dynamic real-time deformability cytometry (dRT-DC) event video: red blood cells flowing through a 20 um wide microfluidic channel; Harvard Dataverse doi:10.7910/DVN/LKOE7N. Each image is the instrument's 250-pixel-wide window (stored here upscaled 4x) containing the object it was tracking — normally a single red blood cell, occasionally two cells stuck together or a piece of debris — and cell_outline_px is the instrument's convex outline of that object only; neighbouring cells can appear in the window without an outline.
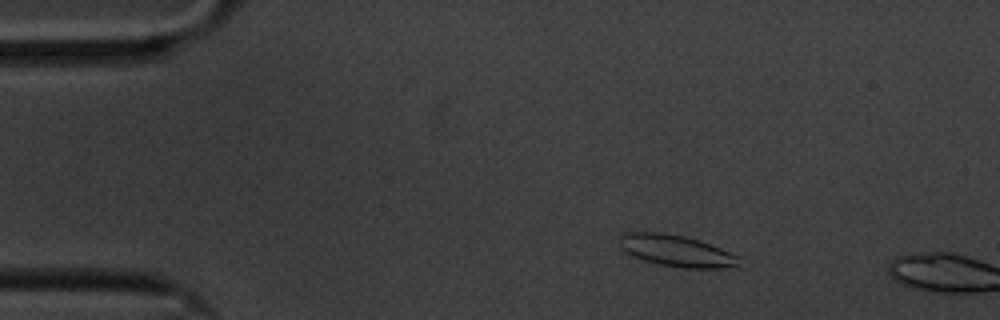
{"species": "common noctule bat (a hibernating species)", "species_latin": "Nyctalus noctula", "temperature_condition": "cold", "stored_images_in_passage": 11, "camera_frame_rate_fps": 3000, "um_per_image_px": 0.085, "animal": {"sex": "male", "body_mass_g": 20.1, "forearm_length_mm": 53.5}, "frame": {"image": 1, "passage_image": 8, "time_ms": 2.333, "image_size_px": [1000, 320], "cell_outline_px": [[744, 256], [740, 268], [680, 268], [660, 264], [644, 260], [632, 256], [624, 252], [620, 248], [620, 232], [660, 232], [684, 236], [700, 240]], "centroid_in_image_um": [57.6, 21.33], "position_along_channel_um": 27.4, "area_um2": 22.77}}